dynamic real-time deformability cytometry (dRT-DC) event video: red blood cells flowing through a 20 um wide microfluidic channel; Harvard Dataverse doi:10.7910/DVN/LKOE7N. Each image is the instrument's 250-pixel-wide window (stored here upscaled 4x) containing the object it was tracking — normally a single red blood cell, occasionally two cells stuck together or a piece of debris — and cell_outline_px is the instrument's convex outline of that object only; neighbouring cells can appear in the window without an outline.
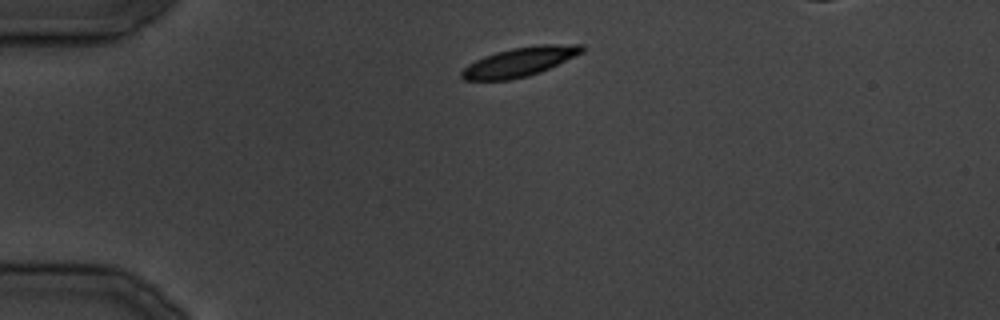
{"species": "common noctule bat (a hibernating species)", "species_latin": "Nyctalus noctula", "temperature_condition": "cold", "stored_images_in_passage": 8, "camera_frame_rate_fps": 3000, "um_per_image_px": 0.085, "animal": {"sex": "male", "body_mass_g": 19.5, "forearm_length_mm": 54.6}, "frame": {"image": 1, "passage_image": 1, "time_ms": 0.0, "image_size_px": [1000, 320], "cell_outline_px": [[584, 52], [540, 72], [528, 76], [508, 80], [464, 80], [460, 76], [460, 72], [468, 64], [484, 56], [496, 52], [512, 48], [544, 44], [584, 44]], "centroid_in_image_um": [44.17, 5.25], "position_along_channel_um": 40.8, "area_um2": 20.4}}
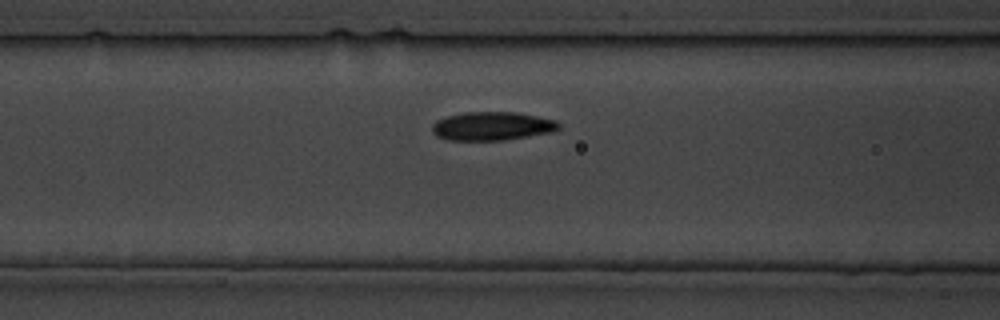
{"frame": {"image": 2, "passage_image": 7, "time_ms": 7.667, "image_size_px": [1000, 320], "cell_outline_px": [[560, 128], [552, 132], [504, 140], [448, 140], [436, 136], [432, 132], [432, 124], [436, 120], [448, 116], [464, 112], [516, 112], [556, 120], [560, 124]], "centroid_in_image_um": [41.82, 10.72], "position_along_channel_um": 124.8, "area_um2": 21.1}}